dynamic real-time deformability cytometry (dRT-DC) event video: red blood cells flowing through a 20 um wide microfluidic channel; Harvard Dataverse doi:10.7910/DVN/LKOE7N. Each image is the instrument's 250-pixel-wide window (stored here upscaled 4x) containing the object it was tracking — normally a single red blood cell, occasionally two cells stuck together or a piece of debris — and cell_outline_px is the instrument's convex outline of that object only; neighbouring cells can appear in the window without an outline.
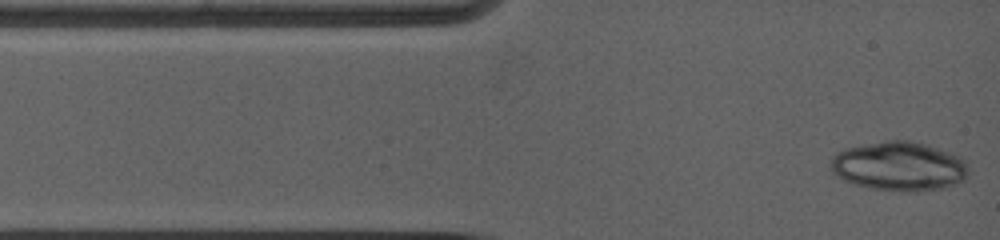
{"species": "common noctule bat (a hibernating species)", "species_latin": "Nyctalus noctula", "temperature_condition": "warm", "stored_images_in_passage": 4, "camera_frame_rate_fps": 5000, "um_per_image_px": 0.085, "animal": {"sex": "female", "body_mass_g": 19.0, "forearm_length_mm": 53.3}, "frame": {"image": 1, "passage_image": 1, "time_ms": 0.0, "image_size_px": [1000, 240], "cell_outline_px": [[968, 172], [964, 180], [956, 184], [944, 188], [916, 192], [900, 192], [872, 188], [852, 184], [836, 176], [828, 168], [832, 156], [848, 148], [880, 144], [920, 144], [956, 156], [964, 160], [968, 168]], "centroid_in_image_um": [76.39, 14.24], "position_along_channel_um": 8.6, "area_um2": 37.92}}